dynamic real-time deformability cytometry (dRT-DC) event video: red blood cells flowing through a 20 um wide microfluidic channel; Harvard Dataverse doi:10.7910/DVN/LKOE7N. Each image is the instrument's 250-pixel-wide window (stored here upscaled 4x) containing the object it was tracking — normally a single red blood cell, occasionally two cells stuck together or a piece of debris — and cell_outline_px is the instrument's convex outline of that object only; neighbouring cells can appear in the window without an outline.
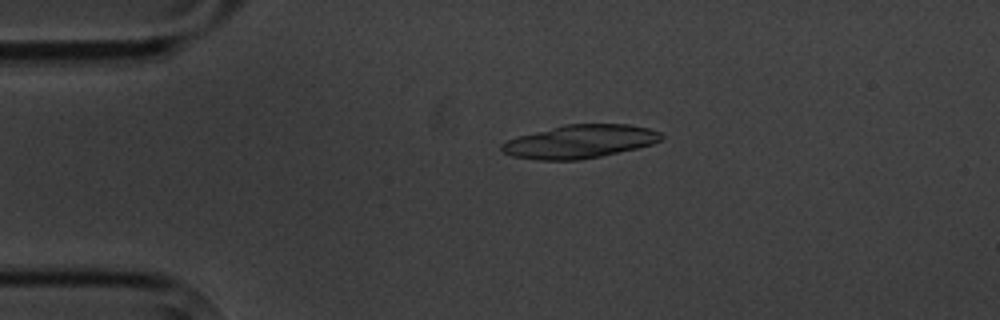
{"species": "common noctule bat (a hibernating species)", "species_latin": "Nyctalus noctula", "temperature_condition": "cold", "stored_images_in_passage": 4, "camera_frame_rate_fps": 3000, "um_per_image_px": 0.085, "animal": {"sex": "male", "body_mass_g": 20.1, "forearm_length_mm": 53.5}, "frame": {"image": 1, "passage_image": 3, "time_ms": 2.333, "image_size_px": [1000, 320], "cell_outline_px": [[664, 136], [660, 140], [652, 144], [636, 148], [600, 156], [580, 160], [536, 160], [512, 156], [504, 152], [500, 148], [500, 144], [508, 140], [520, 136], [564, 124], [628, 124], [648, 128], [660, 132]], "centroid_in_image_um": [49.29, 12.03], "position_along_channel_um": 35.7, "area_um2": 30.75}}